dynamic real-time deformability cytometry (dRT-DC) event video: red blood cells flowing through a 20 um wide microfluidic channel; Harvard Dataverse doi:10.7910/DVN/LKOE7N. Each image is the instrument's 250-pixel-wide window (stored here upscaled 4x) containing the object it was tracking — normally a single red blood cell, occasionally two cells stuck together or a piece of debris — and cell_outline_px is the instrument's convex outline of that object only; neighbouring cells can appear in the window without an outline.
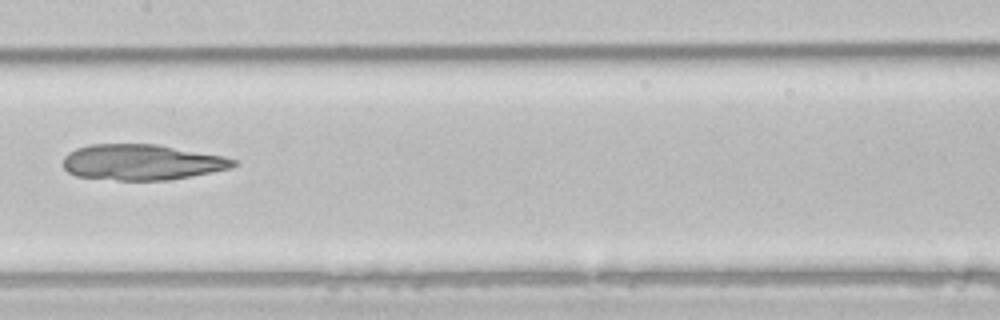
{"species": "common noctule bat (a hibernating species)", "species_latin": "Nyctalus noctula", "temperature_condition": "room temperature", "stored_images_in_passage": 48, "camera_frame_rate_fps": 3000, "um_per_image_px": 0.085, "animal": {"sex": "male", "body_mass_g": 21.5, "forearm_length_mm": 52.0}, "frame": {"image": 1, "passage_image": 24, "time_ms": 7.667, "image_size_px": [1000, 320], "cell_outline_px": [[240, 164], [232, 168], [168, 180], [116, 180], [76, 176], [68, 172], [64, 168], [64, 156], [68, 152], [76, 148], [88, 144], [156, 144], [224, 156], [240, 160]], "centroid_in_image_um": [12.08, 13.78], "position_along_channel_um": 195.3, "area_um2": 35.6}}
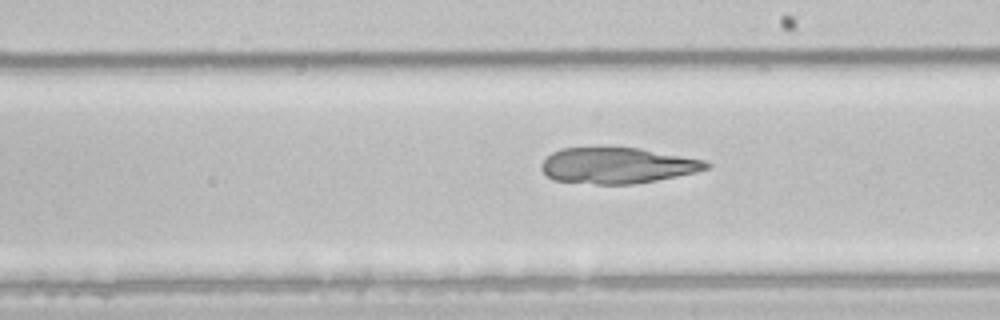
{"frame": {"image": 2, "passage_image": 27, "time_ms": 8.667, "image_size_px": [1000, 320], "cell_outline_px": [[712, 164], [708, 168], [696, 172], [656, 180], [632, 184], [596, 184], [552, 180], [540, 168], [540, 164], [552, 152], [560, 148], [640, 148], [704, 160]], "centroid_in_image_um": [52.46, 14.07], "position_along_channel_um": 236.5, "area_um2": 34.28}}
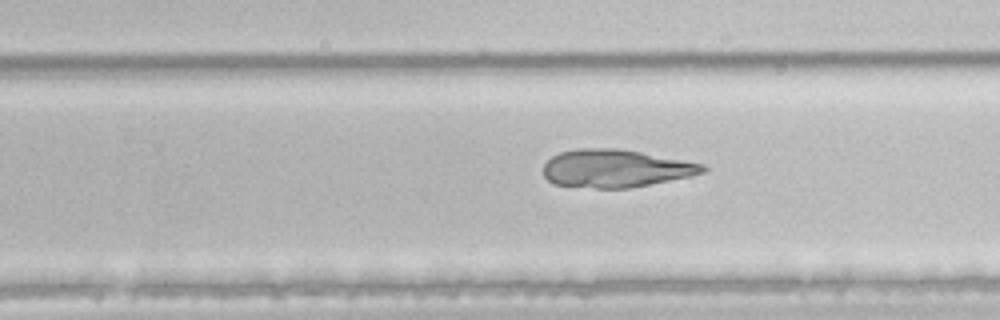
{"frame": {"image": 3, "passage_image": 30, "time_ms": 9.667, "image_size_px": [1000, 320], "cell_outline_px": [[708, 168], [704, 172], [688, 176], [628, 188], [596, 188], [552, 184], [544, 176], [544, 164], [552, 156], [560, 152], [576, 148], [616, 148], [640, 152], [704, 164]], "centroid_in_image_um": [52.27, 14.31], "position_along_channel_um": 277.5, "area_um2": 34.8}}